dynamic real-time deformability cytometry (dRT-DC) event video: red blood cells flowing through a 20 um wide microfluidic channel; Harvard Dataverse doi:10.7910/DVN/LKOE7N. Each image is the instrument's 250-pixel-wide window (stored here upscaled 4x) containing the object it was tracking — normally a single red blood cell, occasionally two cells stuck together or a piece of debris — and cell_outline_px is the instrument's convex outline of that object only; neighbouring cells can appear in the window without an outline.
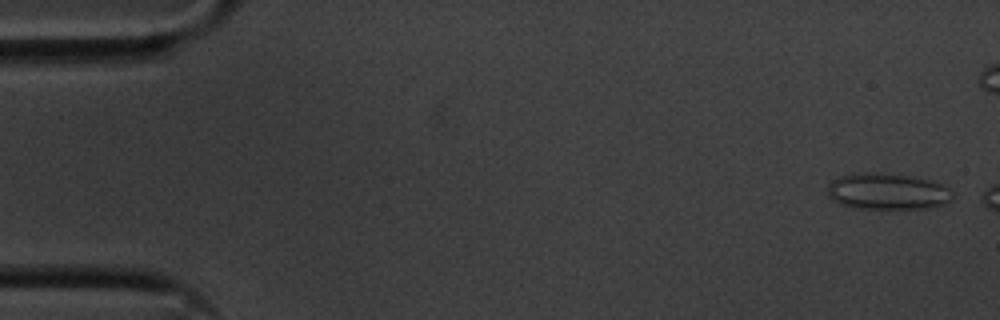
{"species": "common noctule bat (a hibernating species)", "species_latin": "Nyctalus noctula", "temperature_condition": "cold", "stored_images_in_passage": 8, "camera_frame_rate_fps": 3000, "um_per_image_px": 0.085, "animal": {"sex": "male", "body_mass_g": 20.1, "forearm_length_mm": 53.5}, "frame": {"image": 1, "passage_image": 2, "time_ms": 0.333, "image_size_px": [1000, 320], "cell_outline_px": [[952, 200], [944, 204], [928, 208], [856, 208], [840, 204], [832, 200], [828, 196], [828, 184], [832, 180], [840, 176], [852, 172], [856, 172], [908, 176], [928, 180], [940, 184], [948, 188], [952, 192]], "centroid_in_image_um": [75.39, 16.28], "position_along_channel_um": 9.6, "area_um2": 26.18}}